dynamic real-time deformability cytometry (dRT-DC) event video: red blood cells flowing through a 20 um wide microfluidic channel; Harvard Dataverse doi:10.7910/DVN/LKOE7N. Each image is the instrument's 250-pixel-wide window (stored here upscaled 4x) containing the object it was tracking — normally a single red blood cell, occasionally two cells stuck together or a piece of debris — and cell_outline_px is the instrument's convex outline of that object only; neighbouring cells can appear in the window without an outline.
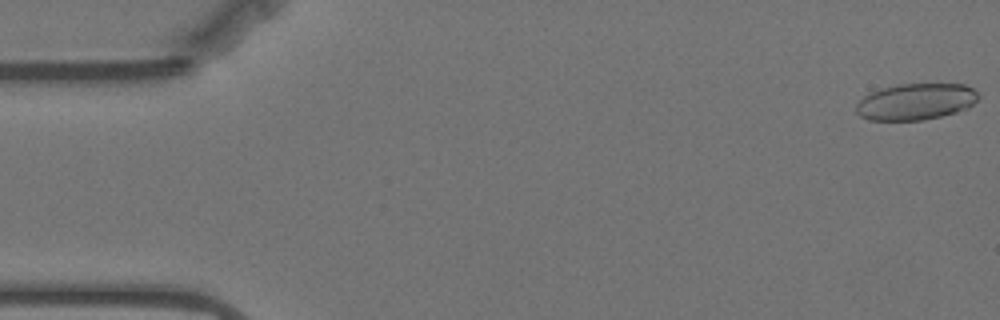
{"species": "Egyptian fruit bat (a non-hibernating species)", "species_latin": "Rousettus aegyptiacus", "temperature_condition": "warm", "stored_images_in_passage": 57, "camera_frame_rate_fps": 3000, "um_per_image_px": 0.085, "animal": {"sex": "female"}, "frame": {"image": 1, "passage_image": 1, "time_ms": 0.0, "image_size_px": [1000, 320], "cell_outline_px": [[980, 96], [968, 108], [956, 112], [924, 120], [868, 120], [860, 116], [856, 112], [856, 104], [868, 92], [900, 84], [964, 84], [972, 88]], "centroid_in_image_um": [77.82, 8.64], "position_along_channel_um": 7.2, "area_um2": 25.89}}
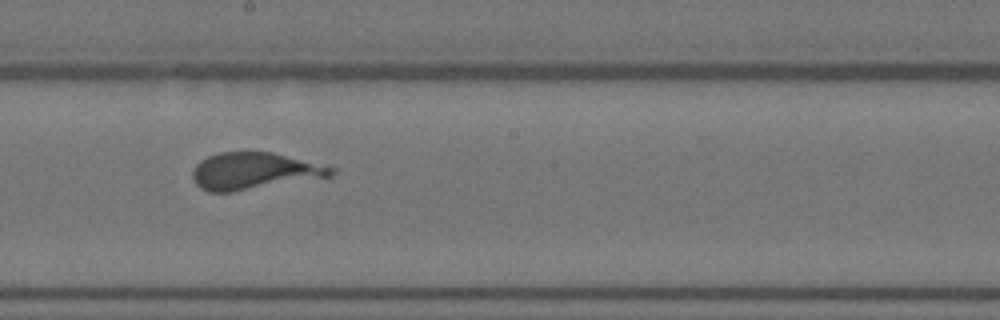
{"frame": {"image": 2, "passage_image": 31, "time_ms": 10.0, "image_size_px": [1000, 320], "cell_outline_px": [[336, 172], [332, 176], [232, 192], [208, 192], [200, 188], [196, 184], [192, 176], [192, 168], [200, 160], [208, 156], [220, 152], [272, 152], [336, 168]], "centroid_in_image_um": [21.57, 14.54], "position_along_channel_um": 226.6, "area_um2": 29.77}}
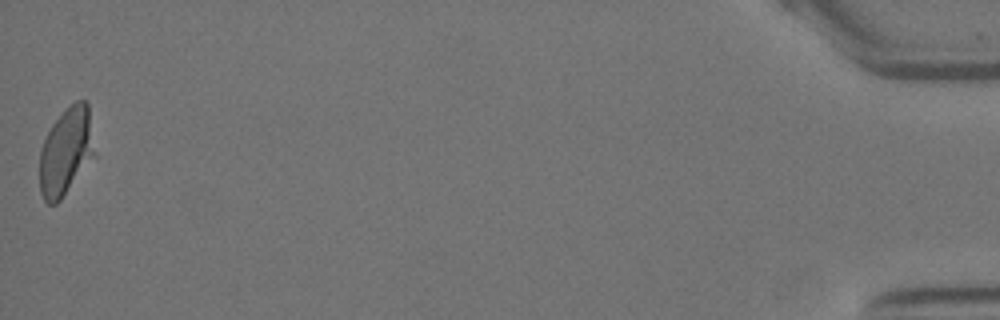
{"frame": {"image": 3, "passage_image": 57, "time_ms": 18.667, "image_size_px": [1000, 320], "cell_outline_px": [[96, 156], [60, 200], [56, 204], [48, 204], [44, 200], [40, 192], [40, 148], [52, 124], [76, 100], [84, 100], [88, 104]], "centroid_in_image_um": [5.62, 12.91], "position_along_channel_um": 429.6, "area_um2": 27.98}}